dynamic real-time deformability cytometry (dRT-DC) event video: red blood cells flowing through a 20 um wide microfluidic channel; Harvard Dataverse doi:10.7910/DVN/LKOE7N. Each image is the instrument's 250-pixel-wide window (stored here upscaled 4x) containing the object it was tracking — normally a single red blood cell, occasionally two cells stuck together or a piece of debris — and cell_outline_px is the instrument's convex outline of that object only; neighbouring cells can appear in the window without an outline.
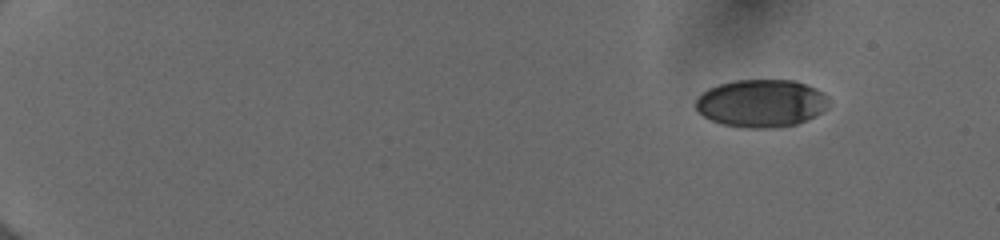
{"species": "human", "species_latin": "Homo sapiens", "temperature_condition": "cold", "stored_images_in_passage": 48, "camera_frame_rate_fps": 3000, "um_per_image_px": 0.085, "donor": {"sex": "female"}, "frame": {"image": 1, "passage_image": 1, "time_ms": 0.0, "image_size_px": [1000, 240], "cell_outline_px": [[828, 108], [816, 116], [808, 120], [796, 124], [776, 128], [744, 128], [720, 124], [704, 116], [696, 108], [696, 100], [708, 88], [720, 84], [736, 80], [796, 80], [816, 88], [824, 92], [828, 96]], "centroid_in_image_um": [64.76, 8.78], "position_along_channel_um": 20.2, "area_um2": 37.28}}
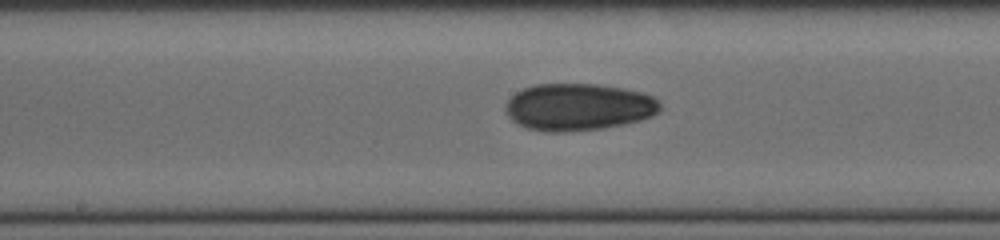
{"frame": {"image": 2, "passage_image": 26, "time_ms": 8.333, "image_size_px": [1000, 240], "cell_outline_px": [[660, 108], [656, 112], [640, 120], [600, 128], [564, 132], [548, 132], [528, 128], [512, 120], [508, 116], [504, 108], [504, 104], [516, 92], [524, 88], [536, 84], [596, 84], [624, 88], [644, 92], [652, 96], [660, 104]], "centroid_in_image_um": [49.12, 9.08], "position_along_channel_um": 199.1, "area_um2": 42.08}}
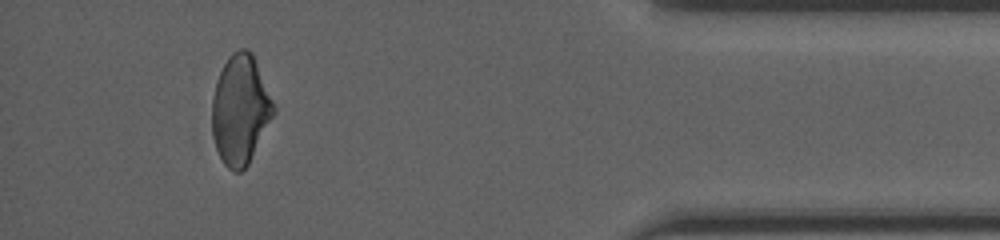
{"frame": {"image": 3, "passage_image": 45, "time_ms": 14.667, "image_size_px": [1000, 240], "cell_outline_px": [[276, 112], [248, 164], [240, 172], [232, 172], [224, 164], [216, 148], [212, 136], [212, 100], [216, 80], [228, 56], [232, 52], [240, 48], [248, 48], [252, 52], [276, 108]], "centroid_in_image_um": [20.42, 9.32], "position_along_channel_um": 414.8, "area_um2": 39.36}, "authors_computed_cell_mechanics": {"area_um2": 39.4774, "velocity_mm_per_s": 4.0151, "shape_relaxation_time_tau1_ms": null, "shape_relaxation_time_tau2_ms": 5.8835, "deformation_change_tau1": null, "deformation_change_tau2": 0.1047}}